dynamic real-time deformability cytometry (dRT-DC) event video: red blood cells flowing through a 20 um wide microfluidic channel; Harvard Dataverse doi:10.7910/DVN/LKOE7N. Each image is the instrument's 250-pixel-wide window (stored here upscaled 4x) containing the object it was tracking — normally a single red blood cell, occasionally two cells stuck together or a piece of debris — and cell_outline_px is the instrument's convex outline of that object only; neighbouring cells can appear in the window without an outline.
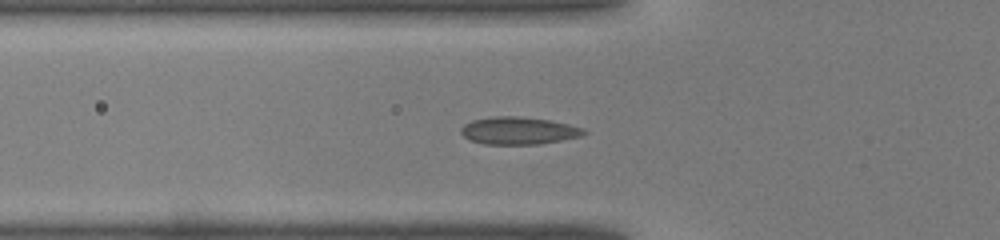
{"species": "common noctule bat (a hibernating species)", "species_latin": "Nyctalus noctula", "temperature_condition": "warm", "stored_images_in_passage": 32, "camera_frame_rate_fps": 3000, "um_per_image_px": 0.085, "animal": {"sex": "male", "body_mass_g": 19.0, "forearm_length_mm": 50.8}, "frame": {"image": 1, "passage_image": 12, "time_ms": 3.667, "image_size_px": [1000, 240], "cell_outline_px": [[588, 132], [580, 136], [540, 144], [484, 144], [468, 140], [460, 132], [460, 128], [464, 124], [472, 120], [496, 116], [516, 116], [552, 120], [584, 128]], "centroid_in_image_um": [44.06, 11.1], "position_along_channel_um": 81.7, "area_um2": 19.71}}
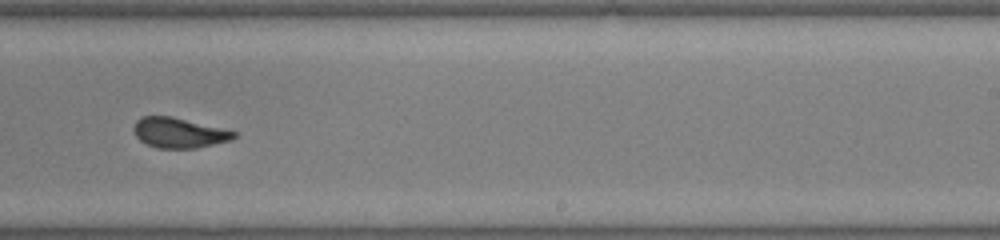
{"frame": {"image": 2, "passage_image": 24, "time_ms": 7.667, "image_size_px": [1000, 240], "cell_outline_px": [[236, 136], [232, 140], [196, 148], [156, 148], [140, 140], [136, 136], [132, 128], [136, 120], [140, 116], [172, 116], [236, 132]], "centroid_in_image_um": [15.17, 11.28], "position_along_channel_um": 273.8, "area_um2": 17.51}}
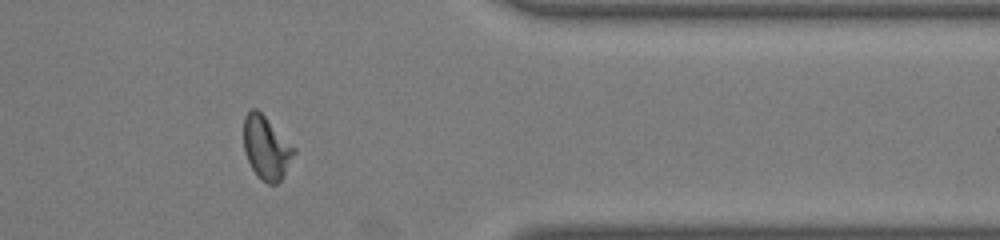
{"frame": {"image": 3, "passage_image": 32, "time_ms": 10.333, "image_size_px": [1000, 240], "cell_outline_px": [[296, 152], [284, 176], [276, 184], [268, 184], [260, 180], [256, 176], [244, 152], [244, 116], [252, 108], [256, 108], [296, 148]], "centroid_in_image_um": [22.64, 12.59], "position_along_channel_um": 388.8, "area_um2": 18.55}}